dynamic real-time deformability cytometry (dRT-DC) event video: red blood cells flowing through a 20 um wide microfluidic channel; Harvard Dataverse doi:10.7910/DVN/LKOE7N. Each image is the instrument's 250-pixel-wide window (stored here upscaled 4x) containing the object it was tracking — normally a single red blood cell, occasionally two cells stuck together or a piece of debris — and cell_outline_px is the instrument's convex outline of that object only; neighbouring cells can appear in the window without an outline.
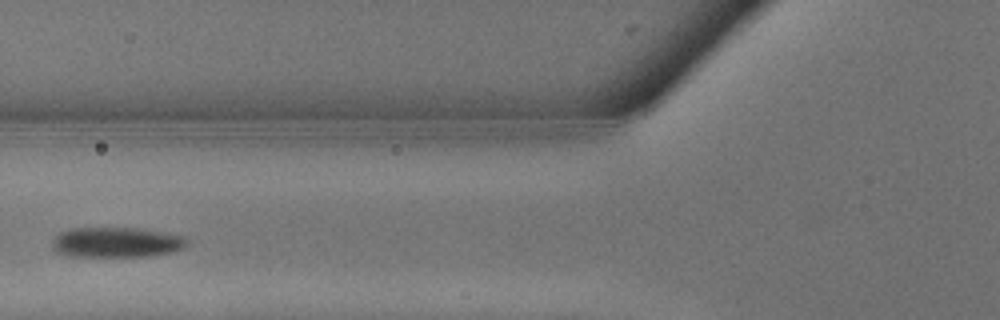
{"species": "common noctule bat (a hibernating species)", "species_latin": "Nyctalus noctula", "temperature_condition": "warm", "stored_images_in_passage": 13, "camera_frame_rate_fps": 3000, "um_per_image_px": 0.085, "animal": {"sex": "male", "body_mass_g": 13.3}, "frame": {"image": 1, "passage_image": 4, "time_ms": 1.0, "image_size_px": [1000, 320], "cell_outline_px": [[188, 244], [184, 248], [172, 252], [148, 256], [76, 256], [56, 252], [52, 248], [52, 240], [60, 232], [72, 228], [136, 228], [168, 232], [188, 236]], "centroid_in_image_um": [9.97, 20.58], "position_along_channel_um": 115.8, "area_um2": 23.93}}
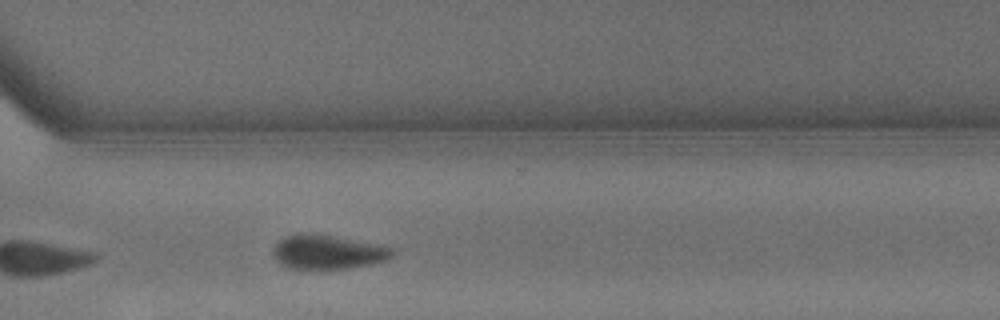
{"frame": {"image": 2, "passage_image": 13, "time_ms": 4.0, "image_size_px": [1000, 320], "cell_outline_px": [[396, 252], [392, 256], [384, 260], [368, 264], [344, 268], [292, 268], [280, 264], [276, 260], [272, 252], [272, 248], [284, 236], [296, 232], [304, 232], [332, 236], [392, 248]], "centroid_in_image_um": [27.76, 21.4], "position_along_channel_um": 342.8, "area_um2": 23.24}}